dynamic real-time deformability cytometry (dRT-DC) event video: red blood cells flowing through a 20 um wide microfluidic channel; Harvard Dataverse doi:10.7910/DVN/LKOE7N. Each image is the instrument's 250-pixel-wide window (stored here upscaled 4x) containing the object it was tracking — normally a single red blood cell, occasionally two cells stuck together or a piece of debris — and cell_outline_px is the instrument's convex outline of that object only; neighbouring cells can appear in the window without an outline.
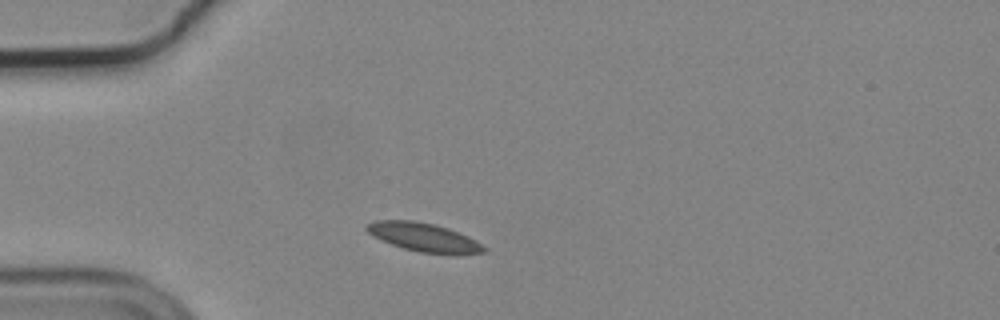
{"species": "common noctule bat (a hibernating species)", "species_latin": "Nyctalus noctula", "temperature_condition": "cold", "stored_images_in_passage": 41, "camera_frame_rate_fps": 3000, "um_per_image_px": 0.085, "animal": {"sex": "male", "body_mass_g": 19.2, "forearm_length_mm": 51.8}, "frame": {"image": 1, "passage_image": 6, "time_ms": 1.667, "image_size_px": [1000, 320], "cell_outline_px": [[488, 248], [484, 252], [452, 256], [420, 252], [404, 248], [380, 240], [372, 236], [364, 228], [364, 224], [376, 220], [412, 220], [432, 224], [448, 228], [468, 236], [476, 240]], "centroid_in_image_um": [36.04, 20.19], "position_along_channel_um": 49.0, "area_um2": 19.94}}
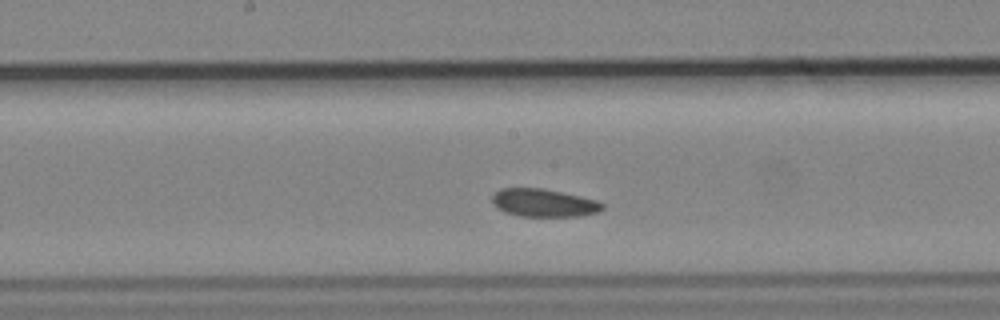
{"frame": {"image": 2, "passage_image": 20, "time_ms": 6.333, "image_size_px": [1000, 320], "cell_outline_px": [[604, 208], [600, 212], [580, 216], [520, 216], [504, 212], [496, 208], [492, 204], [492, 196], [500, 188], [544, 188], [580, 196], [596, 200], [604, 204]], "centroid_in_image_um": [46.21, 17.24], "position_along_channel_um": 202.0, "area_um2": 18.09}}
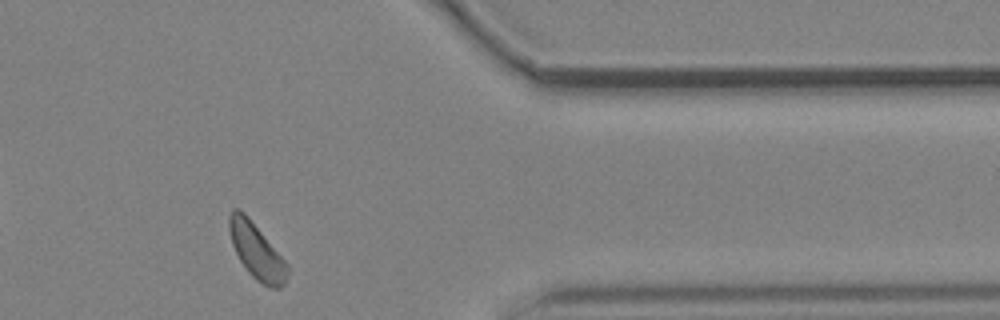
{"frame": {"image": 3, "passage_image": 37, "time_ms": 12.0, "image_size_px": [1000, 320], "cell_outline_px": [[288, 272], [284, 284], [280, 288], [272, 288], [256, 280], [248, 272], [240, 260], [232, 244], [228, 228], [228, 216], [232, 208], [236, 208], [244, 212], [248, 216], [288, 264]], "centroid_in_image_um": [21.79, 21.33], "position_along_channel_um": 389.6, "area_um2": 18.67}, "authors_computed_cell_mechanics": {"area_um2": 18.496, "velocity_mm_per_s": 3.6532, "shape_relaxation_time_tau1_ms": 4.0819, "shape_relaxation_time_tau2_ms": 7.3567, "deformation_change_tau1": 0.0441, "deformation_change_tau2": 0.1063}}